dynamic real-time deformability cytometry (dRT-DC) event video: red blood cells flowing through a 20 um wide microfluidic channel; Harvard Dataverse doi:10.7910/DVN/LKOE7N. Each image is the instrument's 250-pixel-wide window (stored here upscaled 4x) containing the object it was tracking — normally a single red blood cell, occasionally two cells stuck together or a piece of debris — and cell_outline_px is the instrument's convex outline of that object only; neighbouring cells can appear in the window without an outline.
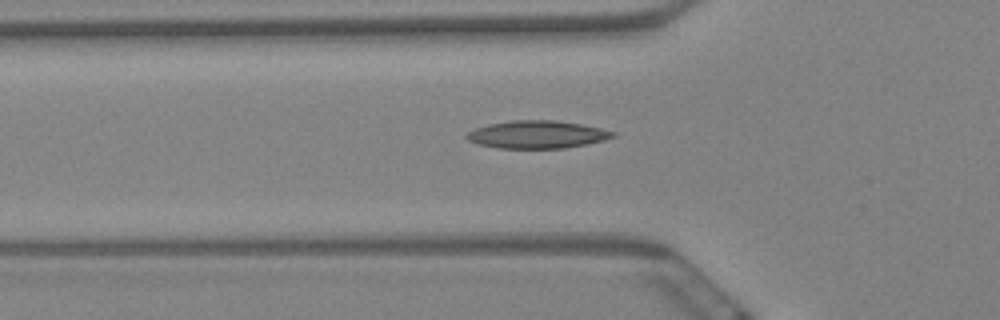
{"species": "Egyptian fruit bat (a non-hibernating species)", "species_latin": "Rousettus aegyptiacus", "temperature_condition": "warm", "stored_images_in_passage": 48, "camera_frame_rate_fps": 3000, "um_per_image_px": 0.085, "animal": {"sex": "female"}, "frame": {"image": 1, "passage_image": 16, "time_ms": 5.0, "image_size_px": [1000, 320], "cell_outline_px": [[616, 136], [604, 140], [588, 144], [564, 148], [496, 148], [480, 144], [468, 140], [464, 136], [468, 132], [476, 128], [488, 124], [512, 120], [556, 120], [580, 124], [600, 128], [616, 132]], "centroid_in_image_um": [45.67, 11.43], "position_along_channel_um": 80.1, "area_um2": 23.58}}
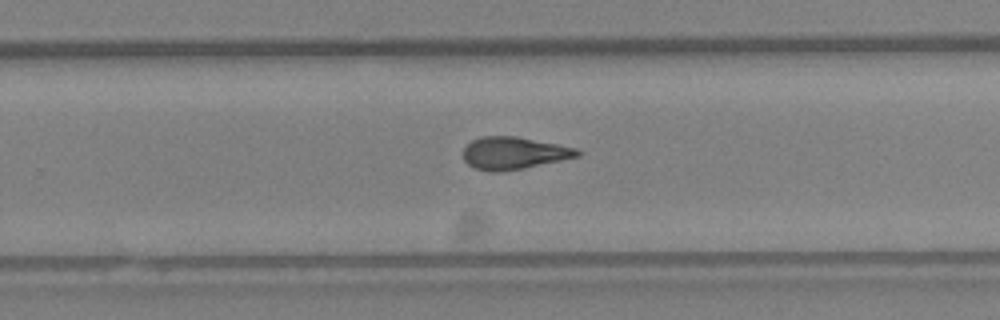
{"frame": {"image": 2, "passage_image": 34, "time_ms": 11.0, "image_size_px": [1000, 320], "cell_outline_px": [[584, 152], [580, 156], [524, 168], [496, 172], [488, 172], [476, 168], [468, 164], [464, 160], [464, 148], [472, 140], [480, 136], [516, 136], [576, 148]], "centroid_in_image_um": [43.68, 13.01], "position_along_channel_um": 286.1, "area_um2": 21.44}}
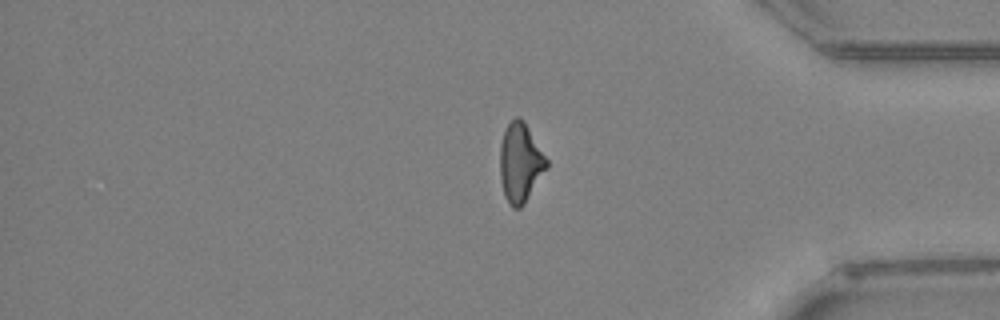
{"frame": {"image": 3, "passage_image": 45, "time_ms": 14.667, "image_size_px": [1000, 320], "cell_outline_px": [[548, 168], [524, 204], [520, 208], [512, 208], [508, 204], [504, 196], [500, 180], [500, 144], [504, 132], [508, 124], [516, 116], [520, 116], [524, 120], [548, 160]], "centroid_in_image_um": [44.23, 13.84], "position_along_channel_um": 391.0, "area_um2": 21.73}}